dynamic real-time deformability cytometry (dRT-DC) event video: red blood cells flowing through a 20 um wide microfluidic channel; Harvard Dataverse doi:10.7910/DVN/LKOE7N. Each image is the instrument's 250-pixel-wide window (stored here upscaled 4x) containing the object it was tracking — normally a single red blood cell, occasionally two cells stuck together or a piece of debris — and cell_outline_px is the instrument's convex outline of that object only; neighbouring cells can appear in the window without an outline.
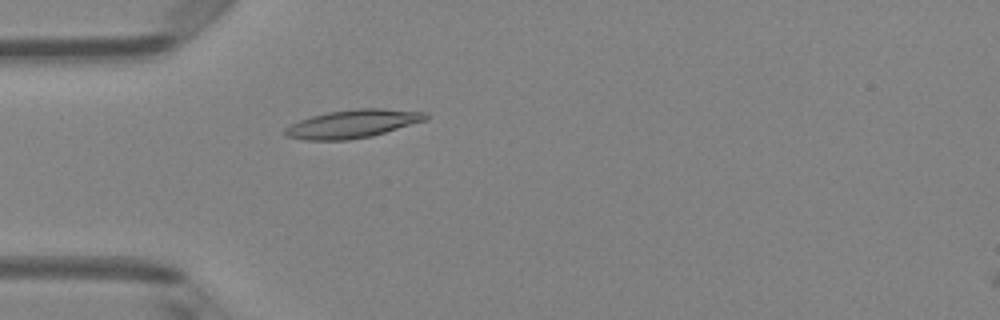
{"species": "Egyptian fruit bat (a non-hibernating species)", "species_latin": "Rousettus aegyptiacus", "temperature_condition": "room temperature", "stored_images_in_passage": 16, "camera_frame_rate_fps": 3000, "um_per_image_px": 0.085, "animal": {"sex": "female"}, "frame": {"image": 1, "passage_image": 15, "time_ms": 4.667, "image_size_px": [1000, 320], "cell_outline_px": [[428, 120], [372, 136], [348, 140], [304, 140], [284, 136], [284, 128], [300, 120], [312, 116], [328, 112], [356, 108], [380, 108], [428, 112]], "centroid_in_image_um": [30.0, 10.52], "position_along_channel_um": 55.0, "area_um2": 23.29}}